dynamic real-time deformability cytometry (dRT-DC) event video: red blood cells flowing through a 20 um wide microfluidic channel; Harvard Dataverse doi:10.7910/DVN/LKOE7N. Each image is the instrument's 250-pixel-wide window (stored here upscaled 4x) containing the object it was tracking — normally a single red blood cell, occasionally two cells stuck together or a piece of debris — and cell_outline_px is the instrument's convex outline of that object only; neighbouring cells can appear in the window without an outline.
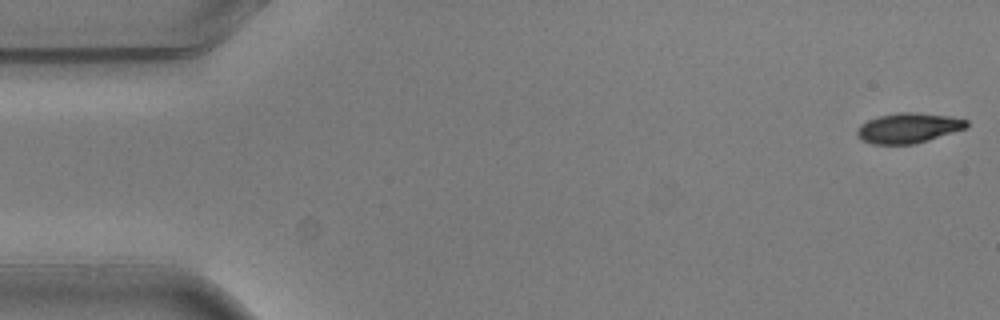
{"species": "common noctule bat (a hibernating species)", "species_latin": "Nyctalus noctula", "temperature_condition": "warm", "stored_images_in_passage": 5, "camera_frame_rate_fps": 3000, "um_per_image_px": 0.085, "animal": {"sex": "male", "body_mass_g": 20.5, "forearm_length_mm": 52.5}, "frame": {"image": 1, "passage_image": 5, "time_ms": 1.333, "image_size_px": [1000, 320], "cell_outline_px": [[968, 128], [928, 140], [912, 144], [872, 144], [860, 140], [856, 136], [856, 132], [860, 124], [868, 120], [880, 116], [900, 112], [916, 112], [952, 116], [968, 120]], "centroid_in_image_um": [77.22, 10.88], "position_along_channel_um": 7.8, "area_um2": 19.36}}